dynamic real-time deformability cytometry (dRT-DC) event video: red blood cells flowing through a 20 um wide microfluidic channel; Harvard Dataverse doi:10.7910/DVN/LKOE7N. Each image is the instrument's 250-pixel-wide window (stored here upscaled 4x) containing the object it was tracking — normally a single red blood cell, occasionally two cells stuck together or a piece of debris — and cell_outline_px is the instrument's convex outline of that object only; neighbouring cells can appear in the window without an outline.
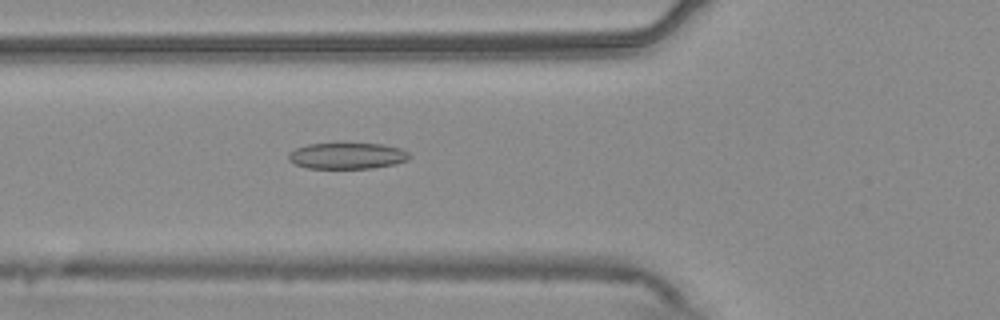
{"species": "common noctule bat (a hibernating species)", "species_latin": "Nyctalus noctula", "temperature_condition": "warm", "stored_images_in_passage": 54, "camera_frame_rate_fps": 3000, "um_per_image_px": 0.085, "animal": {"sex": "male", "body_mass_g": 20.4}, "frame": {"image": 1, "passage_image": 20, "time_ms": 6.333, "image_size_px": [1000, 320], "cell_outline_px": [[412, 156], [408, 160], [396, 164], [372, 168], [308, 168], [296, 164], [288, 160], [288, 152], [296, 148], [308, 144], [336, 140], [340, 140], [384, 144], [400, 148], [408, 152]], "centroid_in_image_um": [29.51, 13.18], "position_along_channel_um": 96.3, "area_um2": 19.59}}
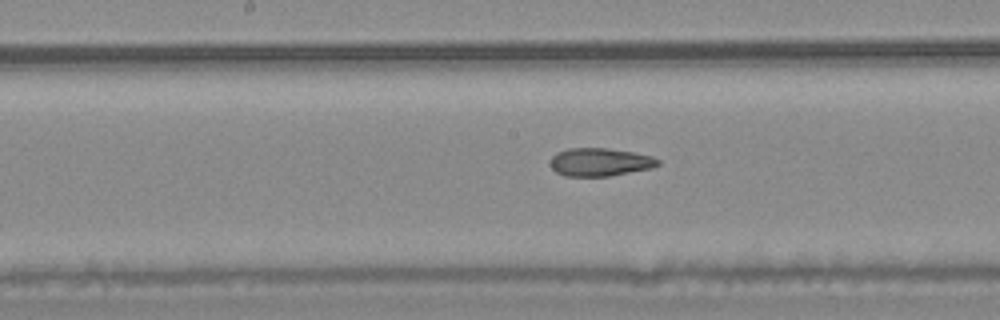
{"frame": {"image": 2, "passage_image": 28, "time_ms": 9.0, "image_size_px": [1000, 320], "cell_outline_px": [[660, 164], [652, 168], [608, 176], [564, 176], [556, 172], [548, 164], [552, 156], [556, 152], [568, 148], [608, 148], [632, 152], [652, 156], [660, 160]], "centroid_in_image_um": [50.96, 13.77], "position_along_channel_um": 197.2, "area_um2": 17.74}}
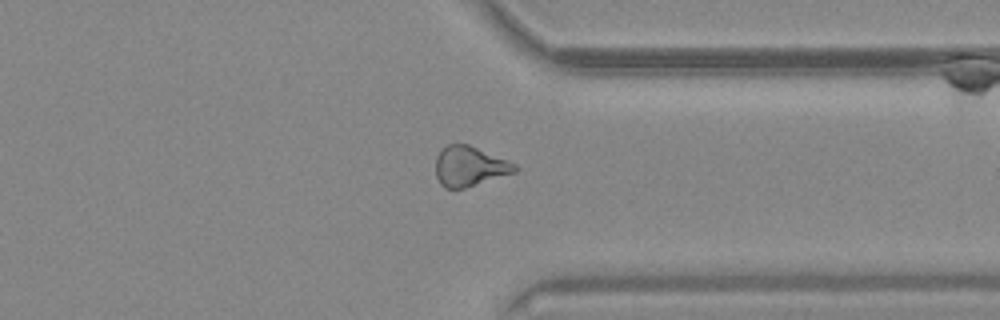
{"frame": {"image": 3, "passage_image": 42, "time_ms": 13.667, "image_size_px": [1000, 320], "cell_outline_px": [[520, 168], [516, 172], [464, 188], [444, 188], [440, 184], [436, 176], [436, 156], [440, 148], [448, 144], [468, 144], [508, 160], [516, 164]], "centroid_in_image_um": [39.91, 14.13], "position_along_channel_um": 371.5, "area_um2": 18.55}, "authors_computed_cell_mechanics": {"area_um2": 19.0162, "velocity_mm_per_s": 3.7601, "shape_relaxation_time_tau1_ms": null, "shape_relaxation_time_tau2_ms": 3.048, "deformation_change_tau1": null, "deformation_change_tau2": 0.1091}}